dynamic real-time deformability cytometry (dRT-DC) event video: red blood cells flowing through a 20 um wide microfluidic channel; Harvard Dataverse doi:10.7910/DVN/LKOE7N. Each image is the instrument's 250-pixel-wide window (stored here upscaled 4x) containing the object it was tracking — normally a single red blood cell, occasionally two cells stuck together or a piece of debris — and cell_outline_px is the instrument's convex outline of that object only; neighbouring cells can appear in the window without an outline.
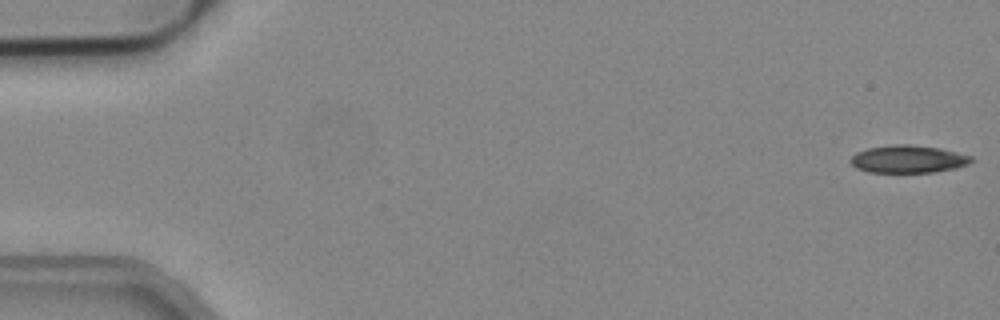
{"species": "common noctule bat (a hibernating species)", "species_latin": "Nyctalus noctula", "temperature_condition": "cold", "stored_images_in_passage": 9, "camera_frame_rate_fps": 3000, "um_per_image_px": 0.085, "animal": {"sex": "male", "body_mass_g": 19.2, "forearm_length_mm": 51.8}, "frame": {"image": 1, "passage_image": 1, "time_ms": 0.0, "image_size_px": [1000, 320], "cell_outline_px": [[976, 160], [968, 164], [956, 168], [932, 172], [868, 172], [856, 168], [848, 160], [856, 152], [868, 148], [888, 144], [908, 144], [940, 148], [972, 156]], "centroid_in_image_um": [77.19, 13.51], "position_along_channel_um": 7.8, "area_um2": 19.59}}